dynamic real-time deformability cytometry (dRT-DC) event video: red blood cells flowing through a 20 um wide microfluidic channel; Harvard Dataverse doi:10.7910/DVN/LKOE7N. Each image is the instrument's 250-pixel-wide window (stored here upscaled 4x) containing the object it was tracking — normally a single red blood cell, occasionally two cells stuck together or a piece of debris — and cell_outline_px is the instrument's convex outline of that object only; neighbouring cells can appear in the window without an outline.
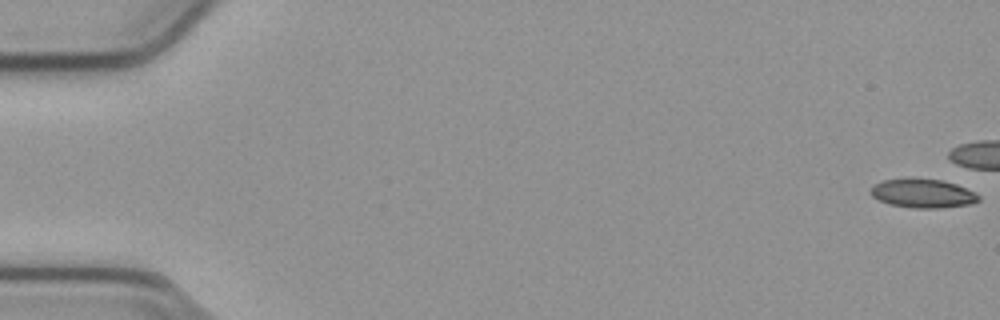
{"species": "common noctule bat (a hibernating species)", "species_latin": "Nyctalus noctula", "temperature_condition": "cold", "stored_images_in_passage": 8, "camera_frame_rate_fps": 3000, "um_per_image_px": 0.085, "animal": {"sex": "male", "body_mass_g": 23.1, "forearm_length_mm": 52.7}, "frame": {"image": 1, "passage_image": 1, "time_ms": 0.0, "image_size_px": [1000, 320], "cell_outline_px": [[980, 200], [972, 204], [940, 208], [912, 208], [888, 204], [872, 196], [868, 192], [876, 184], [884, 180], [944, 180], [956, 184], [976, 192], [980, 196]], "centroid_in_image_um": [78.49, 16.47], "position_along_channel_um": 6.5, "area_um2": 17.86}}